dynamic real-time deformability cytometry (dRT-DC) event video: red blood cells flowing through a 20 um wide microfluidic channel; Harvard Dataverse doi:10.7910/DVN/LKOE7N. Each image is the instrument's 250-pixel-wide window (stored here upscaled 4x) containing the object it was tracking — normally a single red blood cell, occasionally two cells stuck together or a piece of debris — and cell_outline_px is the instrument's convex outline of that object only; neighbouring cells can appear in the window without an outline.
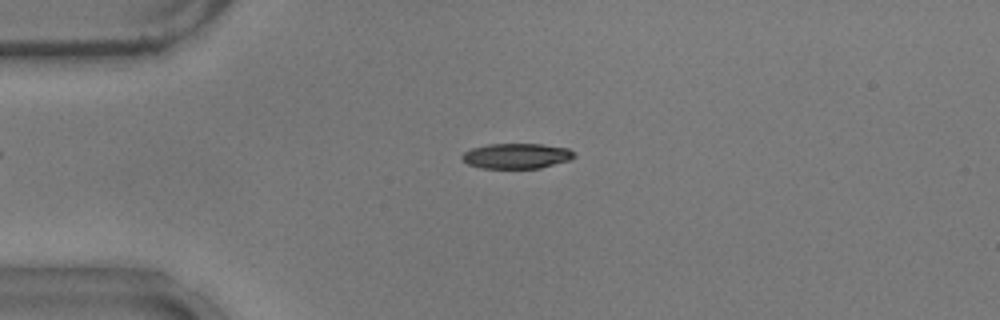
{"species": "common noctule bat (a hibernating species)", "species_latin": "Nyctalus noctula", "temperature_condition": "warm", "stored_images_in_passage": 54, "camera_frame_rate_fps": 3000, "um_per_image_px": 0.085, "animal": {"sex": "male", "body_mass_g": 17.9}, "frame": {"image": 1, "passage_image": 13, "time_ms": 4.0, "image_size_px": [1000, 320], "cell_outline_px": [[576, 156], [568, 160], [540, 168], [480, 168], [468, 164], [460, 156], [464, 152], [472, 148], [488, 144], [540, 144], [568, 148], [576, 152]], "centroid_in_image_um": [43.91, 13.25], "position_along_channel_um": 41.1, "area_um2": 16.47}}
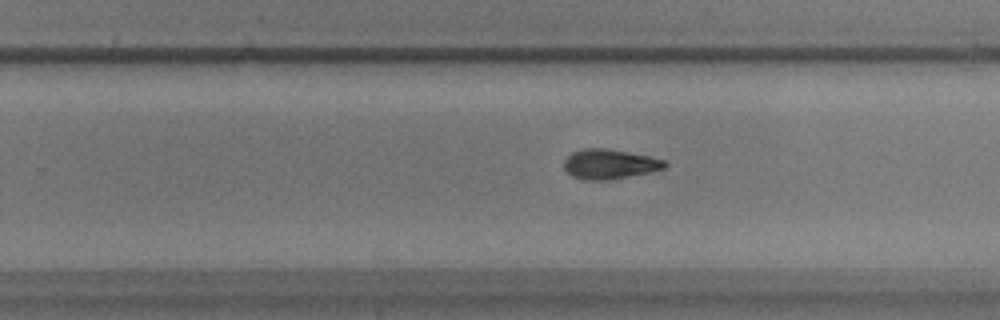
{"frame": {"image": 2, "passage_image": 34, "time_ms": 11.0, "image_size_px": [1000, 320], "cell_outline_px": [[668, 164], [664, 168], [648, 172], [608, 180], [584, 180], [572, 176], [564, 168], [564, 160], [572, 152], [584, 148], [608, 148], [648, 156], [664, 160]], "centroid_in_image_um": [51.78, 13.94], "position_along_channel_um": 278.0, "area_um2": 17.34}}
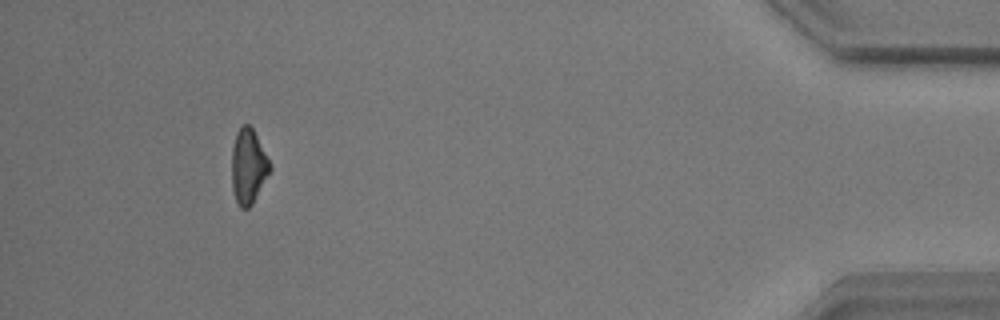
{"frame": {"image": 3, "passage_image": 50, "time_ms": 16.333, "image_size_px": [1000, 320], "cell_outline_px": [[272, 168], [252, 204], [248, 208], [240, 208], [236, 200], [232, 188], [232, 144], [236, 132], [244, 124], [248, 124], [252, 128], [272, 164]], "centroid_in_image_um": [21.11, 14.13], "position_along_channel_um": 414.1, "area_um2": 16.65}, "authors_computed_cell_mechanics": {"area_um2": 17.2822, "velocity_mm_per_s": 3.7399, "shape_relaxation_time_tau1_ms": 3.3238, "shape_relaxation_time_tau2_ms": 8.4151, "deformation_change_tau1": 0.1426, "deformation_change_tau2": 0.1769}}